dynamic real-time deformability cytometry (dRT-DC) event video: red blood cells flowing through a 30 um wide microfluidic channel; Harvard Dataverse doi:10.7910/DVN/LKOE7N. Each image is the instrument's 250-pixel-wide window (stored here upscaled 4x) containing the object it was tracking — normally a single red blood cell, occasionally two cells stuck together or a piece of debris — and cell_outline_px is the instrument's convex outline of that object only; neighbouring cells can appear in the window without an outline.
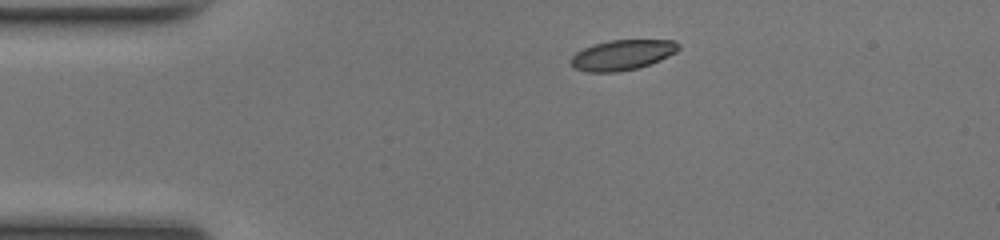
{"species": "common noctule bat (a hibernating species)", "species_latin": "Nyctalus noctula", "temperature_condition": "room temperature", "stored_images_in_passage": 40, "camera_frame_rate_fps": 3000, "um_per_image_px": 0.085, "animal": {"sex": "female", "body_mass_g": 17.0, "forearm_length_mm": 48.0}, "frame": {"image": 1, "passage_image": 1, "time_ms": 0.0, "image_size_px": [1000, 240], "cell_outline_px": [[680, 48], [676, 52], [660, 60], [640, 68], [616, 72], [588, 72], [576, 68], [568, 60], [576, 52], [592, 44], [608, 40], [676, 40], [680, 44]], "centroid_in_image_um": [52.91, 4.66], "position_along_channel_um": 32.1, "area_um2": 19.13}}
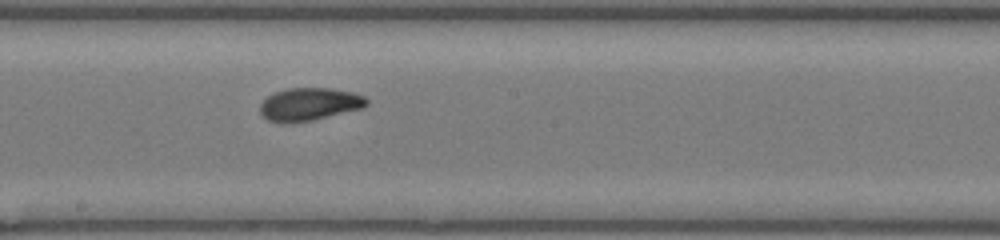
{"frame": {"image": 2, "passage_image": 18, "time_ms": 5.667, "image_size_px": [1000, 240], "cell_outline_px": [[368, 104], [360, 108], [312, 120], [284, 124], [268, 120], [260, 112], [260, 104], [272, 92], [288, 88], [332, 88], [352, 92], [364, 96], [368, 100]], "centroid_in_image_um": [26.25, 8.85], "position_along_channel_um": 221.9, "area_um2": 20.29}}
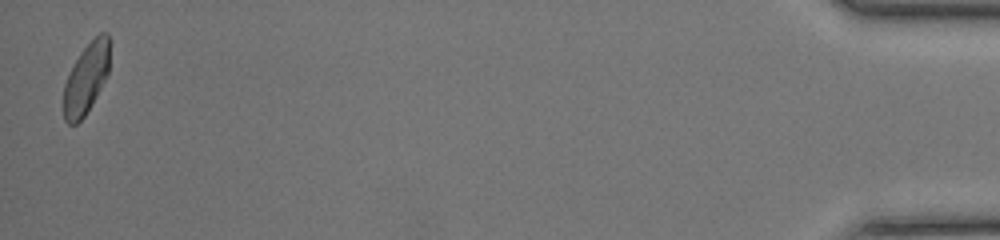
{"frame": {"image": 3, "passage_image": 40, "time_ms": 13.0, "image_size_px": [1000, 240], "cell_outline_px": [[108, 76], [84, 116], [76, 124], [68, 124], [64, 120], [64, 84], [80, 52], [100, 32], [108, 32]], "centroid_in_image_um": [7.32, 6.69], "position_along_channel_um": 427.9, "area_um2": 18.5}, "authors_computed_cell_mechanics": {"area_um2": 19.6231, "velocity_mm_per_s": 4.1791, "shape_relaxation_time_tau1_ms": 3.7458, "shape_relaxation_time_tau2_ms": 1.6719, "deformation_change_tau1": 0.1266, "deformation_change_tau2": 0.0566}}